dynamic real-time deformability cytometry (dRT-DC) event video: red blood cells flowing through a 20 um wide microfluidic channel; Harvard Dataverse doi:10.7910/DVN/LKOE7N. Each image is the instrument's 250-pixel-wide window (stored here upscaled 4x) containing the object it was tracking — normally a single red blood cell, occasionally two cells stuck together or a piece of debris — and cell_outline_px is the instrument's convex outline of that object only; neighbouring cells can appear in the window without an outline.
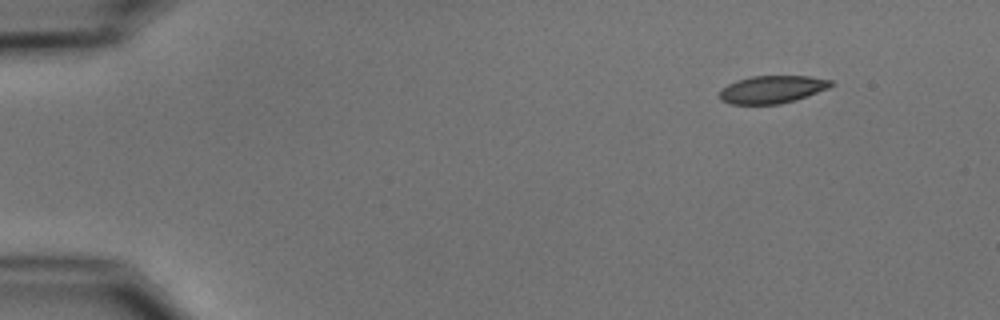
{"species": "common noctule bat (a hibernating species)", "species_latin": "Nyctalus noctula", "temperature_condition": "cold", "stored_images_in_passage": 4, "camera_frame_rate_fps": 3000, "um_per_image_px": 0.085, "animal": {"sex": "male", "body_mass_g": 15.6}, "frame": {"image": 1, "passage_image": 1, "time_ms": 0.0, "image_size_px": [1000, 320], "cell_outline_px": [[832, 84], [828, 88], [796, 100], [780, 104], [732, 104], [720, 100], [720, 92], [728, 84], [736, 80], [752, 76], [808, 76], [832, 80]], "centroid_in_image_um": [65.63, 7.6], "position_along_channel_um": 19.4, "area_um2": 17.8}}
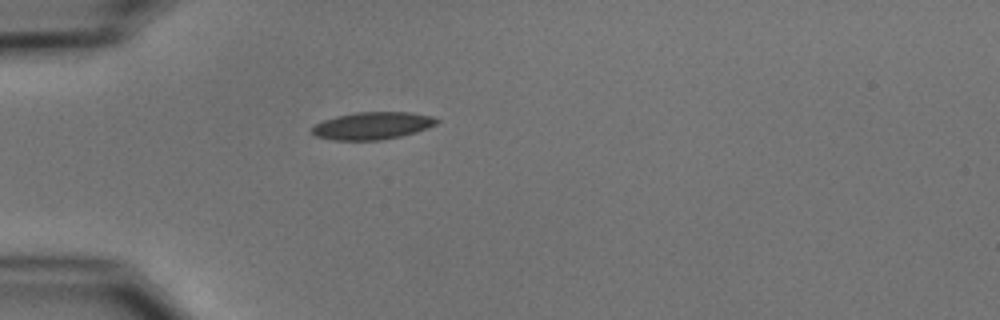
{"frame": {"image": 2, "passage_image": 4, "time_ms": 3.333, "image_size_px": [1000, 320], "cell_outline_px": [[440, 120], [436, 124], [416, 132], [400, 136], [380, 140], [336, 140], [316, 136], [312, 132], [312, 128], [316, 124], [324, 120], [336, 116], [356, 112], [412, 112], [432, 116]], "centroid_in_image_um": [31.68, 10.68], "position_along_channel_um": 53.3, "area_um2": 19.77}}